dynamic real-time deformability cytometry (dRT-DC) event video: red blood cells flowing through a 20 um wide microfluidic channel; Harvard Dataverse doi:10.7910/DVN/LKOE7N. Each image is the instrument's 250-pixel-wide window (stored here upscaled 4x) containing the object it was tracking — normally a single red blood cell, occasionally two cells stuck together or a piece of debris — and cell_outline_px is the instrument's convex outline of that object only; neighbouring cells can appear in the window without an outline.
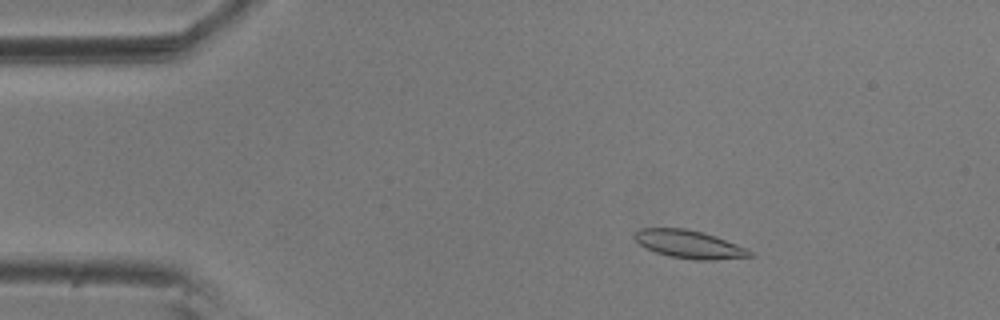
{"species": "common noctule bat (a hibernating species)", "species_latin": "Nyctalus noctula", "temperature_condition": "room temperature", "stored_images_in_passage": 55, "camera_frame_rate_fps": 3000, "um_per_image_px": 0.085, "animal": {"sex": "male", "body_mass_g": 20.5, "forearm_length_mm": 52.5}, "frame": {"image": 1, "passage_image": 8, "time_ms": 2.333, "image_size_px": [1000, 320], "cell_outline_px": [[756, 256], [712, 260], [692, 260], [672, 256], [656, 252], [644, 248], [632, 236], [640, 228], [684, 228], [704, 232], [736, 244], [752, 252]], "centroid_in_image_um": [58.56, 20.76], "position_along_channel_um": 26.4, "area_um2": 18.73}}
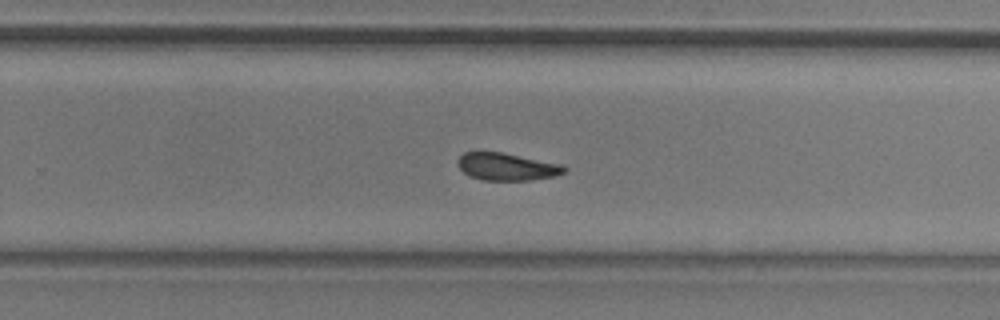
{"frame": {"image": 2, "passage_image": 35, "time_ms": 11.333, "image_size_px": [1000, 320], "cell_outline_px": [[568, 168], [564, 172], [556, 176], [532, 180], [484, 180], [472, 176], [464, 172], [460, 168], [456, 160], [464, 152], [504, 152], [560, 164]], "centroid_in_image_um": [43.09, 14.16], "position_along_channel_um": 286.7, "area_um2": 16.94}}
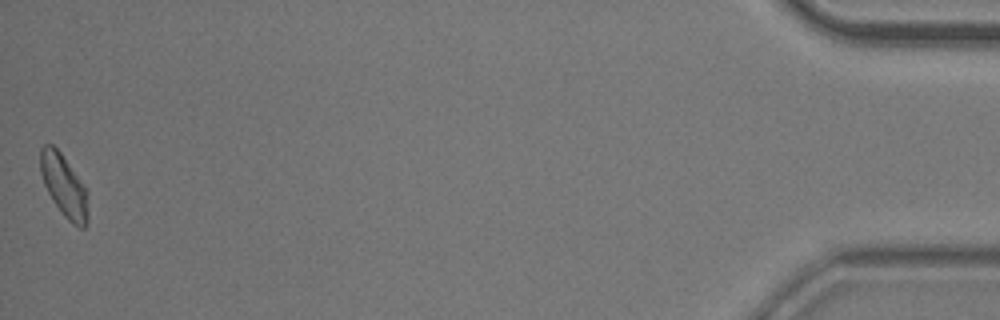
{"frame": {"image": 3, "passage_image": 55, "time_ms": 18.0, "image_size_px": [1000, 320], "cell_outline_px": [[88, 224], [84, 228], [80, 228], [72, 224], [64, 216], [52, 200], [44, 184], [40, 172], [40, 148], [44, 144], [52, 144], [60, 152], [88, 188]], "centroid_in_image_um": [5.47, 15.81], "position_along_channel_um": 429.7, "area_um2": 17.69}, "authors_computed_cell_mechanics": {"area_um2": 17.8024, "velocity_mm_per_s": 3.591, "shape_relaxation_time_tau1_ms": 8.5785, "shape_relaxation_time_tau2_ms": null, "deformation_change_tau1": 0.1714, "deformation_change_tau2": null}}